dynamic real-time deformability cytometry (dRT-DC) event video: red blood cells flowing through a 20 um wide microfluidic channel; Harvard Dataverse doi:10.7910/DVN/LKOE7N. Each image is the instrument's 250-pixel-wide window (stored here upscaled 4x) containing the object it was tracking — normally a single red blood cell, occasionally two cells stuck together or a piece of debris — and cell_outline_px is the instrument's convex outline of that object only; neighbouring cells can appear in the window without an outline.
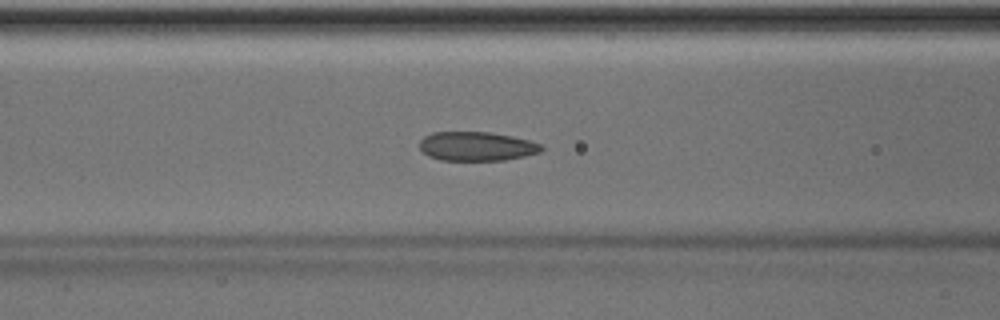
{"species": "Egyptian fruit bat (a non-hibernating species)", "species_latin": "Rousettus aegyptiacus", "temperature_condition": "room temperature", "stored_images_in_passage": 30, "camera_frame_rate_fps": 3000, "um_per_image_px": 0.085, "animal": {"sex": "male"}, "frame": {"image": 1, "passage_image": 5, "time_ms": 1.333, "image_size_px": [1000, 320], "cell_outline_px": [[544, 148], [540, 152], [524, 156], [504, 160], [440, 160], [428, 156], [420, 148], [420, 140], [424, 136], [432, 132], [488, 132], [512, 136], [528, 140], [540, 144]], "centroid_in_image_um": [40.5, 12.43], "position_along_channel_um": 126.1, "area_um2": 20.58}, "authors_computed_cell_mechanics": {"area_um2": 20.5768, "velocity_mm_per_s": 4.0084, "shape_relaxation_time_tau1_ms": 7.5943, "shape_relaxation_time_tau2_ms": 1.34, "deformation_change_tau1": 0.1491, "deformation_change_tau2": 0.0518}}